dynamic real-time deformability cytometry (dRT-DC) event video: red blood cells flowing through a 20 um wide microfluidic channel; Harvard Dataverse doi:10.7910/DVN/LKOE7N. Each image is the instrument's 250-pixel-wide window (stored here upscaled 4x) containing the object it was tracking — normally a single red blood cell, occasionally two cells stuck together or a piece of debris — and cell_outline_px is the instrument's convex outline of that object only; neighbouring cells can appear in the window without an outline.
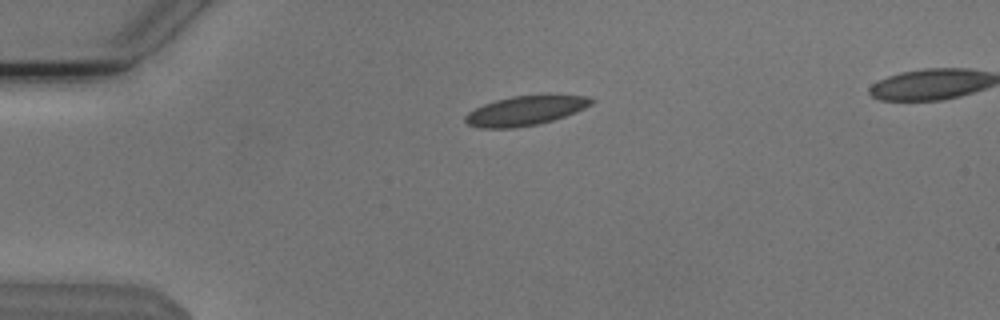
{"species": "Egyptian fruit bat (a non-hibernating species)", "species_latin": "Rousettus aegyptiacus", "temperature_condition": "cold", "stored_images_in_passage": 3, "camera_frame_rate_fps": 3000, "um_per_image_px": 0.085, "animal": {"sex": "male"}, "frame": {"image": 1, "passage_image": 1, "time_ms": 0.0, "image_size_px": [1000, 320], "cell_outline_px": [[596, 100], [592, 104], [576, 112], [552, 120], [536, 124], [512, 128], [480, 128], [468, 124], [464, 120], [464, 116], [468, 112], [484, 104], [496, 100], [512, 96], [544, 92], [588, 96]], "centroid_in_image_um": [44.72, 9.35], "position_along_channel_um": 40.3, "area_um2": 22.31}}